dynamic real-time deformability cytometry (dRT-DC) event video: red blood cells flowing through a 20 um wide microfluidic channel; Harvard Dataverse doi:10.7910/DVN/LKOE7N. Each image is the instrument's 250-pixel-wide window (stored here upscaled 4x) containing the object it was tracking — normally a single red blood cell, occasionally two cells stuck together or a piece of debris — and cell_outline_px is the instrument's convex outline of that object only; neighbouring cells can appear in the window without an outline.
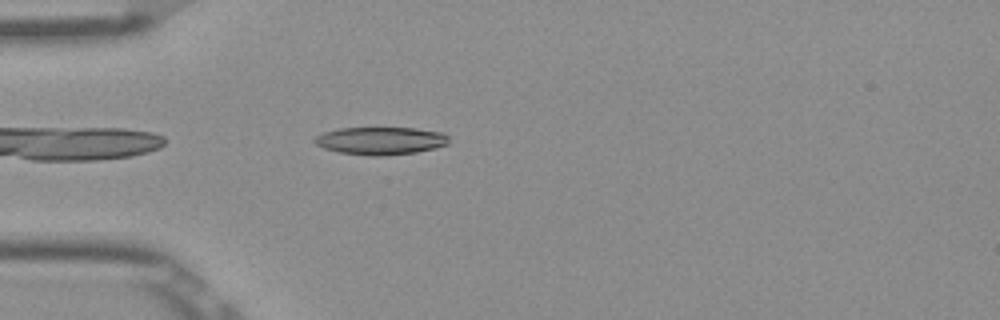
{"species": "Egyptian fruit bat (a non-hibernating species)", "species_latin": "Rousettus aegyptiacus", "temperature_condition": "room temperature", "stored_images_in_passage": 25, "camera_frame_rate_fps": 3000, "um_per_image_px": 0.085, "frame": {"image": 1, "passage_image": 2, "time_ms": 0.333, "image_size_px": [1000, 320], "cell_outline_px": [[448, 144], [436, 148], [416, 152], [380, 156], [368, 156], [340, 152], [324, 148], [316, 144], [312, 140], [316, 136], [324, 132], [340, 128], [416, 128], [444, 132], [448, 136]], "centroid_in_image_um": [32.37, 11.96], "position_along_channel_um": 52.6, "area_um2": 21.73}}
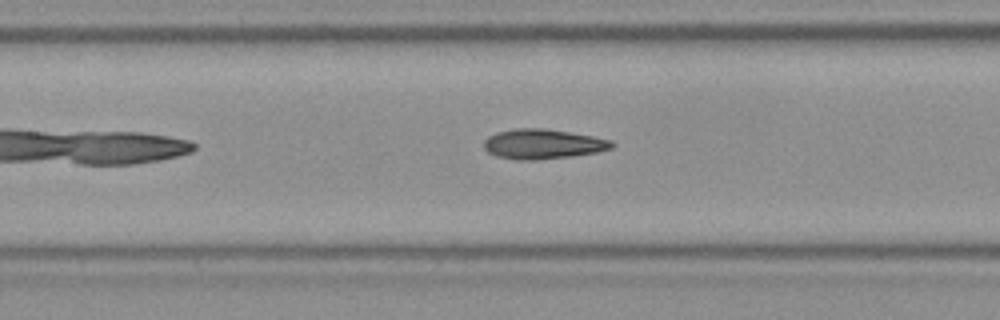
{"frame": {"image": 2, "passage_image": 11, "time_ms": 3.333, "image_size_px": [1000, 320], "cell_outline_px": [[616, 144], [612, 148], [596, 152], [572, 156], [536, 160], [516, 160], [496, 156], [488, 152], [484, 148], [484, 140], [488, 136], [496, 132], [516, 128], [544, 128], [592, 136], [612, 140]], "centroid_in_image_um": [46.12, 12.24], "position_along_channel_um": 161.3, "area_um2": 22.31}}
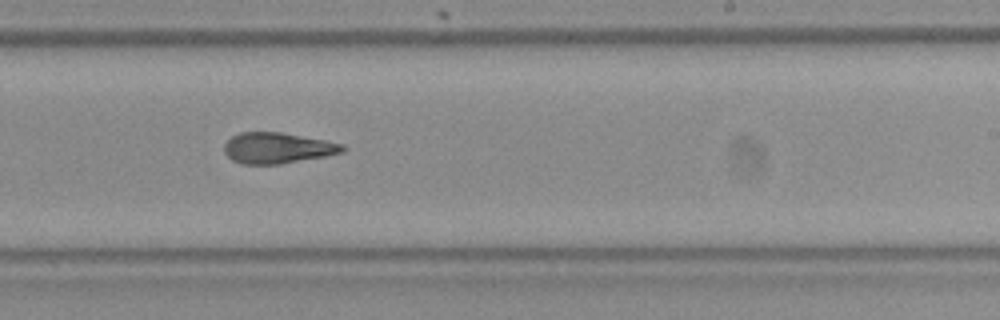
{"frame": {"image": 3, "passage_image": 19, "time_ms": 6.0, "image_size_px": [1000, 320], "cell_outline_px": [[348, 148], [344, 152], [324, 156], [280, 164], [244, 164], [232, 160], [224, 152], [224, 144], [232, 136], [240, 132], [280, 132], [324, 140], [344, 144]], "centroid_in_image_um": [23.59, 12.58], "position_along_channel_um": 265.4, "area_um2": 21.21}}